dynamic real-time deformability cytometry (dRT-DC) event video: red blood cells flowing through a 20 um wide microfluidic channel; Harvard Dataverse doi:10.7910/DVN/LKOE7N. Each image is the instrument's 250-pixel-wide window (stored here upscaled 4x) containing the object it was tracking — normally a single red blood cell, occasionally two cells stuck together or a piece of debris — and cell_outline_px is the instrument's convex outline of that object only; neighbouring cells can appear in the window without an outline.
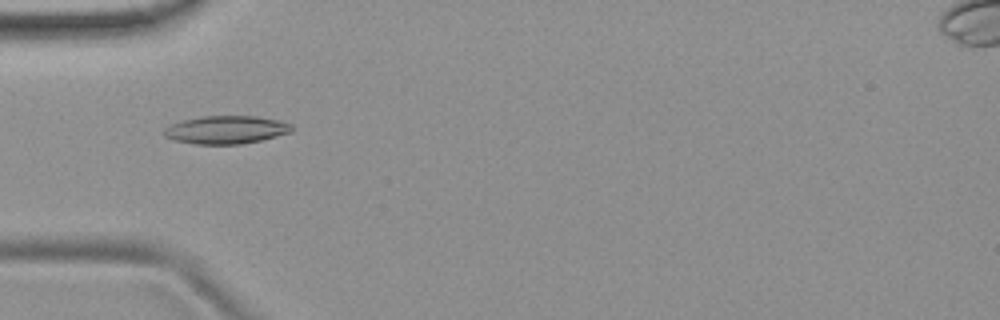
{"species": "common noctule bat (a hibernating species)", "species_latin": "Nyctalus noctula", "temperature_condition": "room temperature", "stored_images_in_passage": 6, "camera_frame_rate_fps": 3000, "um_per_image_px": 0.085, "animal": {"sex": "female", "body_mass_g": 19.9}, "frame": {"image": 1, "passage_image": 4, "time_ms": 4.667, "image_size_px": [1000, 320], "cell_outline_px": [[292, 132], [260, 140], [240, 144], [196, 144], [176, 140], [164, 136], [164, 128], [172, 124], [184, 120], [204, 116], [256, 116], [276, 120], [292, 124]], "centroid_in_image_um": [19.23, 11.03], "position_along_channel_um": 65.8, "area_um2": 20.58}}
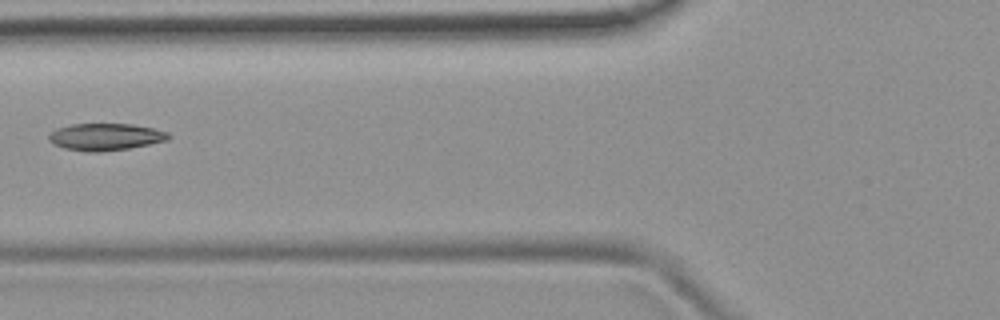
{"frame": {"image": 2, "passage_image": 5, "time_ms": 6.0, "image_size_px": [1000, 320], "cell_outline_px": [[172, 136], [168, 140], [128, 148], [100, 152], [88, 152], [64, 148], [52, 144], [48, 140], [48, 136], [56, 128], [72, 124], [132, 124], [152, 128], [168, 132]], "centroid_in_image_um": [8.94, 11.63], "position_along_channel_um": 116.9, "area_um2": 18.84}}
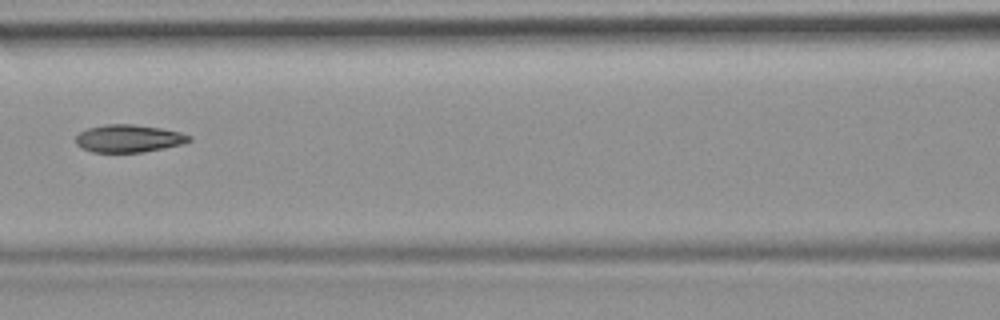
{"frame": {"image": 3, "passage_image": 6, "time_ms": 7.0, "image_size_px": [1000, 320], "cell_outline_px": [[192, 140], [184, 144], [164, 148], [140, 152], [92, 152], [80, 148], [76, 144], [76, 136], [80, 132], [88, 128], [104, 124], [132, 124], [160, 128], [180, 132], [192, 136]], "centroid_in_image_um": [10.94, 11.77], "position_along_channel_um": 155.7, "area_um2": 18.32}}